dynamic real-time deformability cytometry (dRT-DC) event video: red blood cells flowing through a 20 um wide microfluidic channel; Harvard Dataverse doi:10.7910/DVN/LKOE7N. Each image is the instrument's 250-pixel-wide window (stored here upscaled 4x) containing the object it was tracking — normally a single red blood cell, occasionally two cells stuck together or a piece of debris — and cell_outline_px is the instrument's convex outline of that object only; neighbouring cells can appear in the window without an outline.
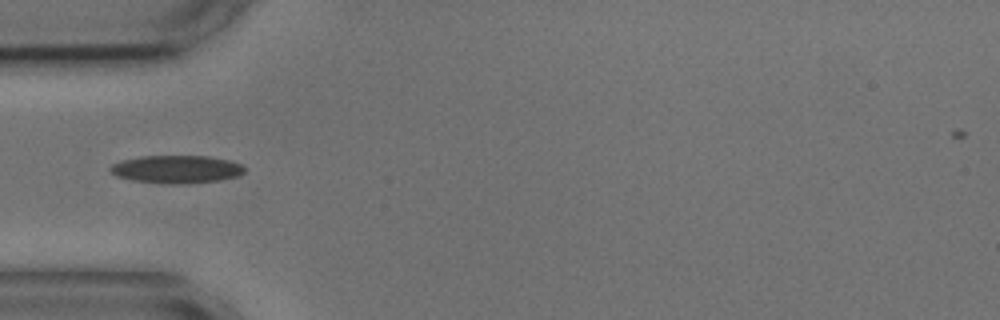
{"species": "common noctule bat (a hibernating species)", "species_latin": "Nyctalus noctula", "temperature_condition": "cold", "stored_images_in_passage": 2, "camera_frame_rate_fps": 3000, "um_per_image_px": 0.085, "animal": {"sex": "male", "body_mass_g": 17.9, "forearm_length_mm": 54.2}, "frame": {"image": 1, "passage_image": 1, "time_ms": 0.0, "image_size_px": [1000, 320], "cell_outline_px": [[248, 168], [240, 176], [216, 180], [132, 180], [116, 176], [108, 168], [112, 164], [120, 160], [140, 156], [208, 156], [228, 160], [240, 164]], "centroid_in_image_um": [15.01, 14.31], "position_along_channel_um": 70.0, "area_um2": 20.46}}